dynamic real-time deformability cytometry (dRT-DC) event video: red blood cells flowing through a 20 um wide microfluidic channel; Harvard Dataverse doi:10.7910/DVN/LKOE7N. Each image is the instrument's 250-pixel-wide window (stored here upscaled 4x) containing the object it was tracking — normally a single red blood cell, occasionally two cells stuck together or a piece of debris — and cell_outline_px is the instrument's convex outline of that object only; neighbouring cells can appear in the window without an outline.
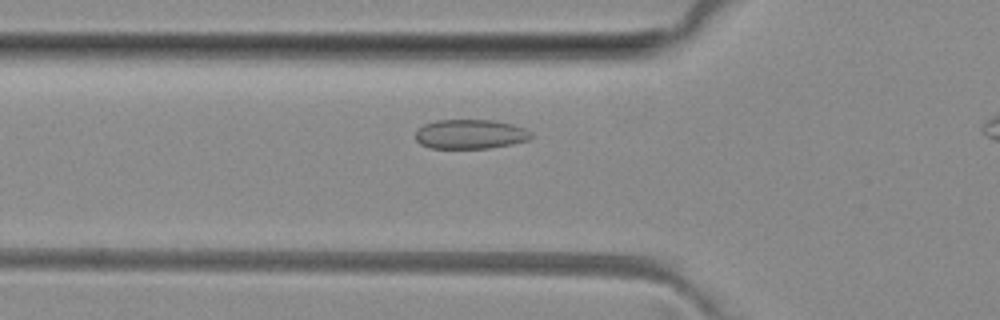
{"species": "common noctule bat (a hibernating species)", "species_latin": "Nyctalus noctula", "temperature_condition": "room temperature", "stored_images_in_passage": 4, "camera_frame_rate_fps": 3000, "um_per_image_px": 0.085, "animal": {"sex": "female", "body_mass_g": 29.2, "forearm_length_mm": 56.3}, "frame": {"image": 1, "passage_image": 4, "time_ms": 3.333, "image_size_px": [1000, 320], "cell_outline_px": [[532, 136], [528, 140], [512, 144], [488, 148], [428, 148], [420, 144], [416, 140], [416, 132], [424, 124], [436, 120], [492, 120], [512, 124], [524, 128], [532, 132]], "centroid_in_image_um": [39.97, 11.4], "position_along_channel_um": 85.8, "area_um2": 19.83}}